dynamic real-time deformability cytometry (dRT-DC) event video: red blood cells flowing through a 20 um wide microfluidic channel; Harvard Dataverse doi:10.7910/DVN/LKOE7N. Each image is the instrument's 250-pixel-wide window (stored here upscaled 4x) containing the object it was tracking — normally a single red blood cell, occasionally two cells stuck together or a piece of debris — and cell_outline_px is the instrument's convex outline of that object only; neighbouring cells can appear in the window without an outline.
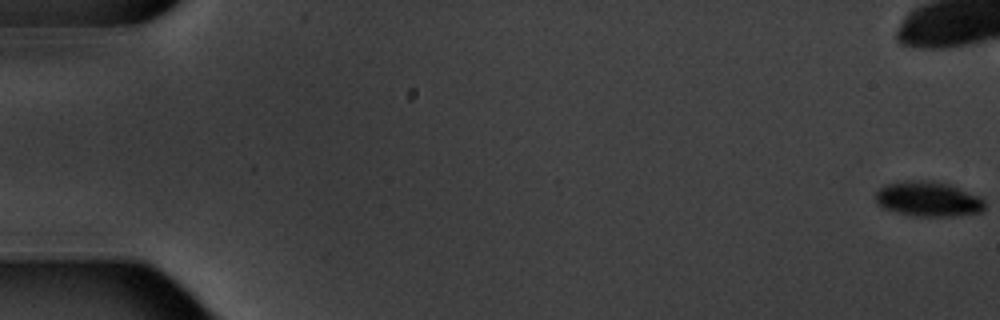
{"species": "common noctule bat (a hibernating species)", "species_latin": "Nyctalus noctula", "temperature_condition": "warm", "stored_images_in_passage": 5, "segment_of_instrument_passage": [2, 2], "camera_frame_rate_fps": 3000, "um_per_image_px": 0.085, "animal": {"sex": "male", "body_mass_g": 20.1, "forearm_length_mm": 53.5}, "frame": {"image": 1, "passage_image": 5, "time_ms": 5.667, "image_size_px": [1000, 320], "cell_outline_px": [[984, 208], [980, 212], [956, 216], [912, 216], [896, 212], [884, 208], [876, 204], [876, 192], [884, 184], [908, 180], [928, 180], [948, 184], [980, 196], [984, 200]], "centroid_in_image_um": [78.87, 16.92], "position_along_channel_um": 6.1, "area_um2": 22.31}}